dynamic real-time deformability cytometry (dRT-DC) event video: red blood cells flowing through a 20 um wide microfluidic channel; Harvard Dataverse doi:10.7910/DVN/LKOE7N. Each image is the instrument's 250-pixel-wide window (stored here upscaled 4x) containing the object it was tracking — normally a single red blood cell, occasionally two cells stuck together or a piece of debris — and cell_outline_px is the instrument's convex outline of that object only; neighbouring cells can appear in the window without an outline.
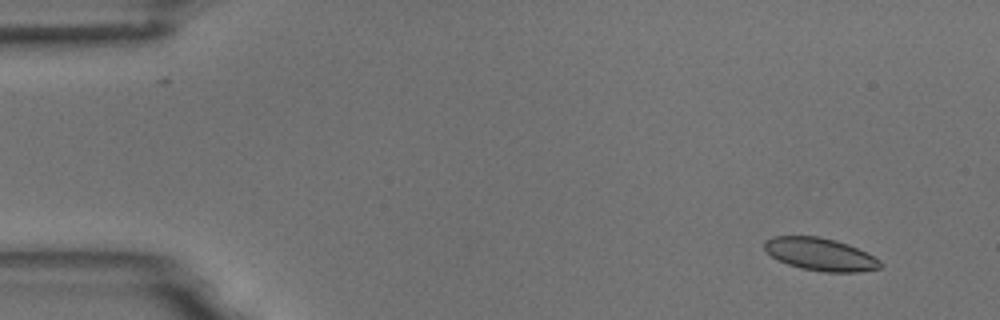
{"species": "common noctule bat (a hibernating species)", "species_latin": "Nyctalus noctula", "temperature_condition": "room temperature", "stored_images_in_passage": 6, "camera_frame_rate_fps": 3000, "um_per_image_px": 0.085, "animal": {"sex": "male", "body_mass_g": 18.8}, "frame": {"image": 1, "passage_image": 2, "time_ms": 0.333, "image_size_px": [1000, 320], "cell_outline_px": [[884, 264], [880, 268], [860, 272], [824, 272], [800, 268], [788, 264], [772, 256], [764, 248], [764, 240], [772, 236], [820, 236], [836, 240], [848, 244], [880, 260]], "centroid_in_image_um": [69.72, 21.61], "position_along_channel_um": 15.3, "area_um2": 22.02}}